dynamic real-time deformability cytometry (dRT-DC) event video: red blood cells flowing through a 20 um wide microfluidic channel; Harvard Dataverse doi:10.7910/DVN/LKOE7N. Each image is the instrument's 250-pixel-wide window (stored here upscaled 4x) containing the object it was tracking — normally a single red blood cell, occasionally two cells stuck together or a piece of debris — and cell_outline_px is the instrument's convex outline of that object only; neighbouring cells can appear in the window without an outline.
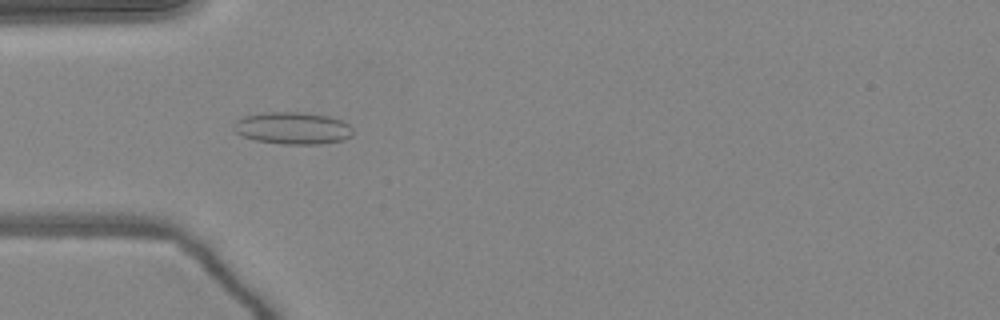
{"species": "common noctule bat (a hibernating species)", "species_latin": "Nyctalus noctula", "temperature_condition": "warm", "stored_images_in_passage": 44, "camera_frame_rate_fps": 3000, "um_per_image_px": 0.085, "animal": {"sex": "female", "body_mass_g": 24.6, "forearm_length_mm": 56.2}, "frame": {"image": 1, "passage_image": 9, "time_ms": 2.667, "image_size_px": [1000, 320], "cell_outline_px": [[352, 136], [344, 140], [320, 144], [284, 144], [256, 140], [244, 136], [236, 132], [232, 128], [232, 124], [236, 120], [244, 116], [264, 112], [300, 112], [328, 116], [344, 120], [352, 128]], "centroid_in_image_um": [24.89, 10.89], "position_along_channel_um": 60.1, "area_um2": 22.43}}
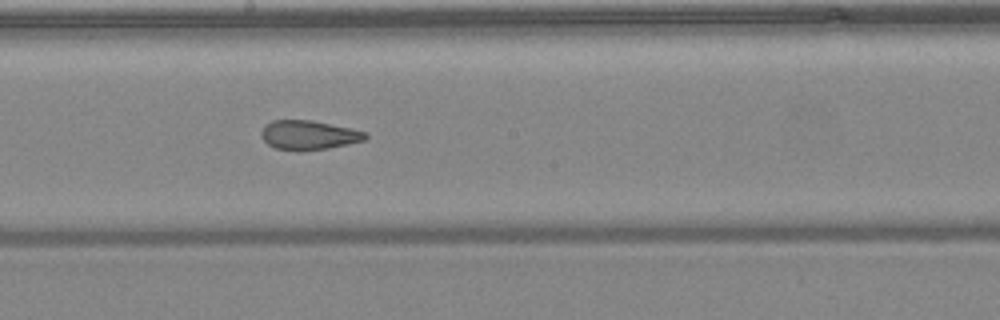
{"frame": {"image": 2, "passage_image": 21, "time_ms": 6.667, "image_size_px": [1000, 320], "cell_outline_px": [[368, 136], [364, 140], [348, 144], [328, 148], [300, 152], [296, 152], [276, 148], [268, 144], [260, 136], [260, 132], [272, 120], [312, 120], [352, 128], [368, 132]], "centroid_in_image_um": [26.26, 11.49], "position_along_channel_um": 221.9, "area_um2": 17.98}}
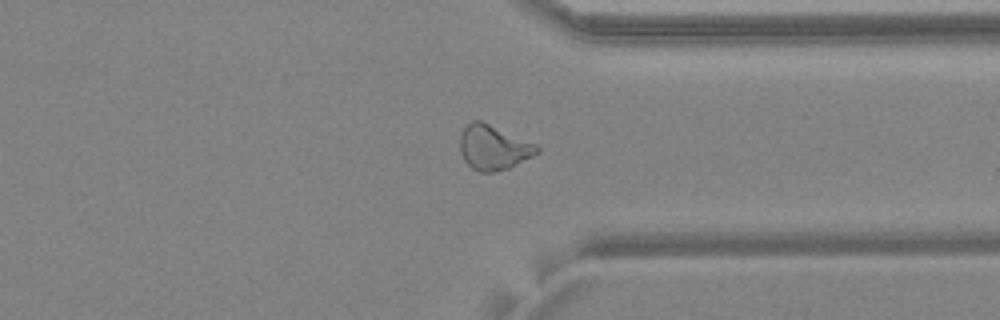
{"frame": {"image": 3, "passage_image": 32, "time_ms": 10.333, "image_size_px": [1000, 320], "cell_outline_px": [[540, 152], [508, 168], [496, 172], [480, 172], [472, 168], [464, 160], [460, 152], [460, 136], [464, 128], [472, 120], [480, 120], [536, 144], [540, 148]], "centroid_in_image_um": [41.93, 12.54], "position_along_channel_um": 369.5, "area_um2": 19.88}, "authors_computed_cell_mechanics": {"area_um2": 19.7965, "velocity_mm_per_s": 4.0755, "shape_relaxation_time_tau1_ms": null, "shape_relaxation_time_tau2_ms": 1.6303, "deformation_change_tau1": null, "deformation_change_tau2": 0.0822}}